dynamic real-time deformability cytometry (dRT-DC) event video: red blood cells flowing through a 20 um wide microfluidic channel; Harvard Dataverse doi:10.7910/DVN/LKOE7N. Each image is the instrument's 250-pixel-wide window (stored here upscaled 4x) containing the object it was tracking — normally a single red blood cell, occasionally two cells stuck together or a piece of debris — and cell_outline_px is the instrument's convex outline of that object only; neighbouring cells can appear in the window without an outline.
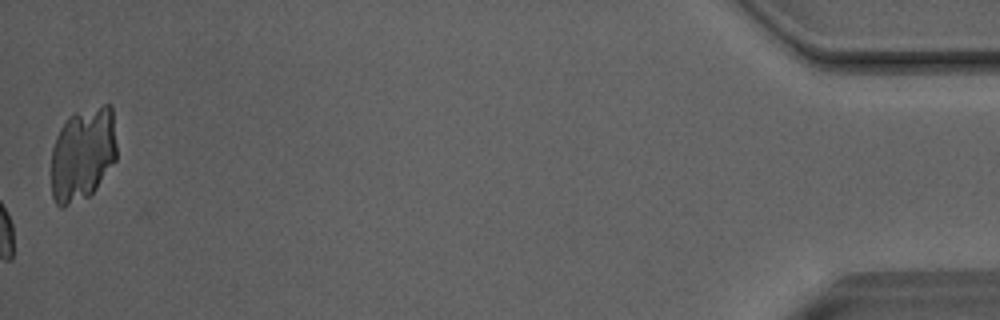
{"species": "Egyptian fruit bat (a non-hibernating species)", "species_latin": "Rousettus aegyptiacus", "temperature_condition": "room temperature", "stored_images_in_passage": 52, "camera_frame_rate_fps": 3000, "um_per_image_px": 0.085, "animal": {"sex": "male"}, "frame": {"image": 1, "passage_image": 52, "time_ms": 17.0, "image_size_px": [1000, 320], "cell_outline_px": [[116, 160], [96, 188], [88, 196], [64, 208], [60, 208], [56, 204], [52, 196], [52, 148], [56, 136], [60, 128], [68, 116], [76, 112], [104, 104], [112, 104], [116, 144]], "centroid_in_image_um": [7.03, 13.09], "position_along_channel_um": 428.2, "area_um2": 36.01}, "authors_computed_cell_mechanics": {"area_um2": 18.6405, "velocity_mm_per_s": 4.0332, "shape_relaxation_time_tau1_ms": 3.7248, "shape_relaxation_time_tau2_ms": 2.4421, "deformation_change_tau1": 0.0739, "deformation_change_tau2": 0.0505}}